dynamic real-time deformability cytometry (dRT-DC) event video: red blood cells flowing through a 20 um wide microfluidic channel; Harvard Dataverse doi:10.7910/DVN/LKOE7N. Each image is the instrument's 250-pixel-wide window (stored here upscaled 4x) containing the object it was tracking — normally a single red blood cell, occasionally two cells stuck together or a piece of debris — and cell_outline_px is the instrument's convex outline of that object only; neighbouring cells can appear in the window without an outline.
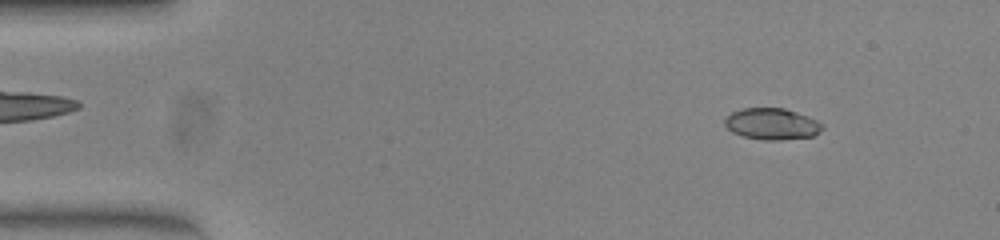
{"species": "common noctule bat (a hibernating species)", "species_latin": "Nyctalus noctula", "temperature_condition": "warm", "stored_images_in_passage": 51, "camera_frame_rate_fps": 3000, "um_per_image_px": 0.085, "animal": {"sex": "female", "body_mass_g": 23.0, "forearm_length_mm": 53.4}, "frame": {"image": 1, "passage_image": 5, "time_ms": 1.333, "image_size_px": [1000, 240], "cell_outline_px": [[824, 128], [812, 136], [780, 140], [764, 140], [744, 136], [732, 132], [724, 124], [724, 120], [732, 112], [744, 108], [784, 108], [808, 116], [816, 120]], "centroid_in_image_um": [65.59, 10.53], "position_along_channel_um": 19.4, "area_um2": 17.63}}
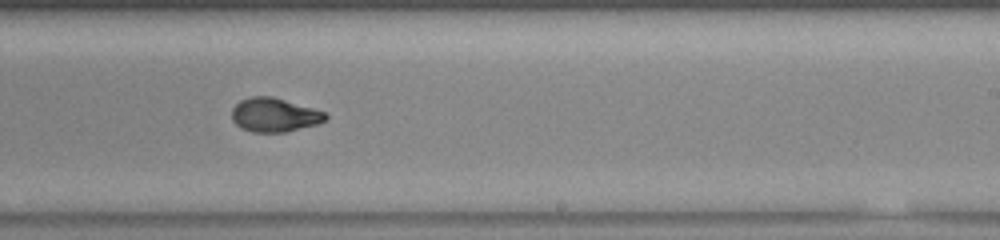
{"frame": {"image": 2, "passage_image": 31, "time_ms": 10.0, "image_size_px": [1000, 240], "cell_outline_px": [[328, 116], [324, 120], [316, 124], [284, 132], [252, 132], [240, 128], [232, 120], [232, 108], [240, 100], [252, 96], [272, 96], [312, 108], [324, 112]], "centroid_in_image_um": [23.27, 9.76], "position_along_channel_um": 265.7, "area_um2": 18.32}}
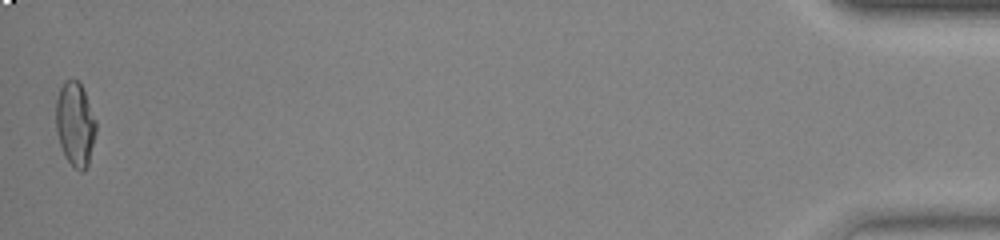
{"frame": {"image": 3, "passage_image": 51, "time_ms": 16.667, "image_size_px": [1000, 240], "cell_outline_px": [[96, 132], [88, 164], [80, 172], [64, 156], [56, 132], [56, 100], [60, 88], [64, 80], [76, 80], [80, 84], [84, 92], [96, 120]], "centroid_in_image_um": [6.38, 10.54], "position_along_channel_um": 428.8, "area_um2": 19.36}, "authors_computed_cell_mechanics": {"area_um2": 18.6116, "velocity_mm_per_s": 3.9058, "shape_relaxation_time_tau1_ms": 7.5198, "shape_relaxation_time_tau2_ms": 0.9496, "deformation_change_tau1": 0.258, "deformation_change_tau2": 0.049}}